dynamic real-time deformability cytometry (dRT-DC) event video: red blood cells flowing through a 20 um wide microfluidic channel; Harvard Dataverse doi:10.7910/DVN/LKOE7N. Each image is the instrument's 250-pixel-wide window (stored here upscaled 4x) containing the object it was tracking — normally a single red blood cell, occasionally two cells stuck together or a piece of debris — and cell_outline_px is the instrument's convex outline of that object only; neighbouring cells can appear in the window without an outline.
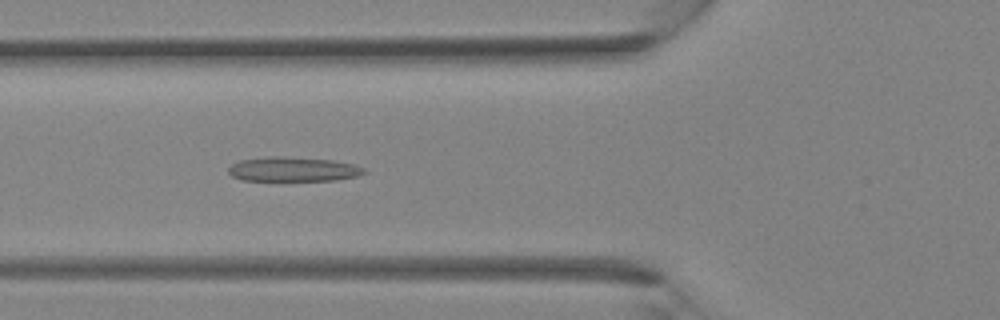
{"species": "Egyptian fruit bat (a non-hibernating species)", "species_latin": "Rousettus aegyptiacus", "temperature_condition": "room temperature", "stored_images_in_passage": 31, "camera_frame_rate_fps": 3000, "um_per_image_px": 0.085, "animal": {"sex": "female"}, "frame": {"image": 1, "passage_image": 8, "time_ms": 2.333, "image_size_px": [1000, 320], "cell_outline_px": [[368, 172], [356, 176], [336, 180], [240, 180], [232, 176], [228, 172], [228, 168], [232, 164], [240, 160], [268, 156], [284, 156], [336, 160], [356, 164], [364, 168]], "centroid_in_image_um": [24.94, 14.37], "position_along_channel_um": 100.9, "area_um2": 19.54}}
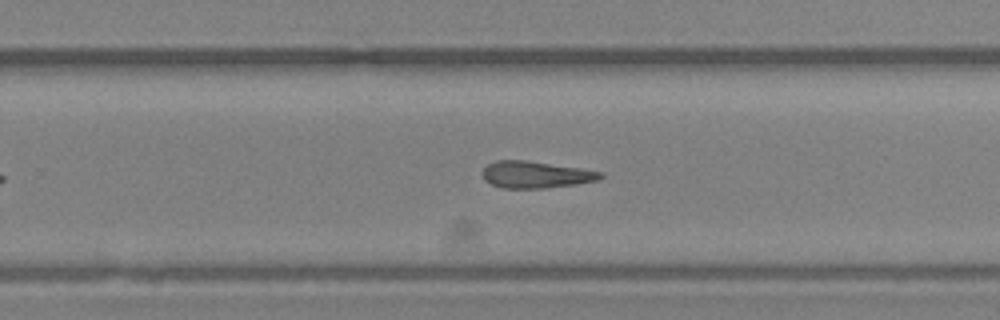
{"frame": {"image": 2, "passage_image": 18, "time_ms": 5.667, "image_size_px": [1000, 320], "cell_outline_px": [[604, 176], [600, 180], [576, 184], [544, 188], [504, 188], [492, 184], [484, 180], [484, 168], [488, 164], [496, 160], [524, 160], [580, 168], [604, 172]], "centroid_in_image_um": [45.58, 14.84], "position_along_channel_um": 284.2, "area_um2": 18.32}}
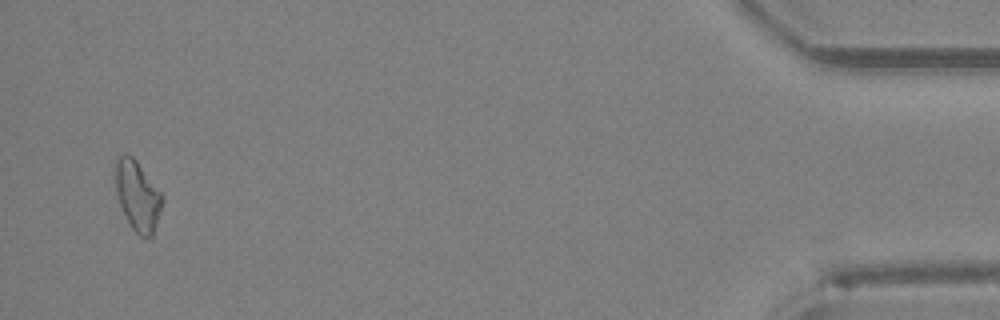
{"frame": {"image": 3, "passage_image": 30, "time_ms": 9.667, "image_size_px": [1000, 320], "cell_outline_px": [[164, 200], [152, 236], [140, 236], [132, 228], [120, 204], [116, 192], [112, 176], [116, 156], [132, 156], [136, 160], [164, 196]], "centroid_in_image_um": [11.66, 16.59], "position_along_channel_um": 423.5, "area_um2": 19.13}}